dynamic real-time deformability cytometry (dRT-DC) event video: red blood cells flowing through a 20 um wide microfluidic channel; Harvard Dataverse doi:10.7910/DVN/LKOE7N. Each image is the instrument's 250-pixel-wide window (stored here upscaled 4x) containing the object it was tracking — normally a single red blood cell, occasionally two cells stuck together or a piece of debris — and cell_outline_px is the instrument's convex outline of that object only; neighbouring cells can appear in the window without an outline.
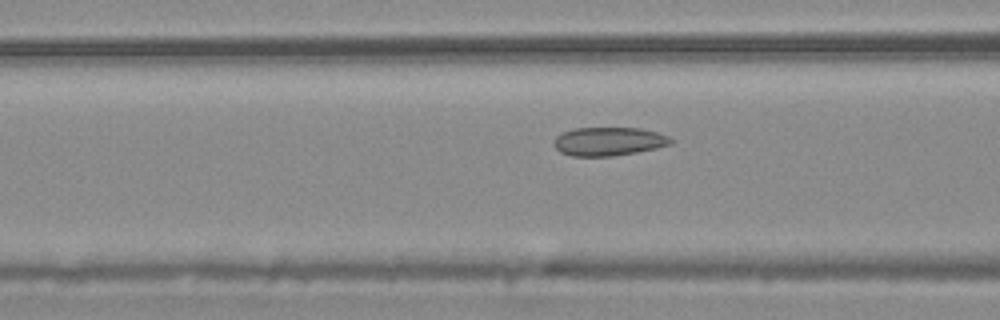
{"species": "common noctule bat (a hibernating species)", "species_latin": "Nyctalus noctula", "temperature_condition": "warm", "stored_images_in_passage": 10, "camera_frame_rate_fps": 3000, "um_per_image_px": 0.085, "animal": {"sex": "male", "body_mass_g": 20.4}, "frame": {"image": 1, "passage_image": 7, "time_ms": 2.0, "image_size_px": [1000, 320], "cell_outline_px": [[672, 144], [656, 148], [636, 152], [612, 156], [572, 156], [560, 152], [552, 144], [556, 136], [564, 132], [576, 128], [640, 128], [656, 132], [668, 136], [672, 140]], "centroid_in_image_um": [51.72, 12.02], "position_along_channel_um": 114.9, "area_um2": 19.36}}